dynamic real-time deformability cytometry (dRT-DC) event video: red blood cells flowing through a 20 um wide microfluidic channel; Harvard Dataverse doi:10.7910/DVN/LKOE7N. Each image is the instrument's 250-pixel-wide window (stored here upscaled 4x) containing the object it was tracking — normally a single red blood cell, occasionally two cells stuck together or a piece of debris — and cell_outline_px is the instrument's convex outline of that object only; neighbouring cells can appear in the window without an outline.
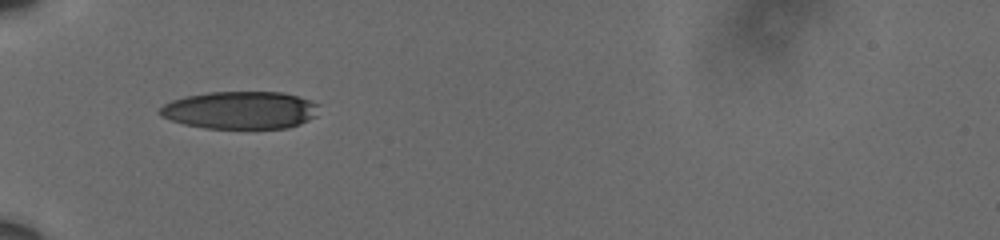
{"species": "human", "species_latin": "Homo sapiens", "temperature_condition": "cold", "stored_images_in_passage": 38, "camera_frame_rate_fps": 3000, "um_per_image_px": 0.085, "donor": {"sex": "male"}, "frame": {"image": 1, "passage_image": 1, "time_ms": 0.0, "image_size_px": [1000, 240], "cell_outline_px": [[320, 104], [316, 116], [300, 124], [288, 128], [204, 128], [184, 124], [160, 116], [160, 108], [164, 104], [172, 100], [184, 96], [208, 92], [284, 92], [300, 96], [312, 100]], "centroid_in_image_um": [20.47, 9.35], "position_along_channel_um": 64.5, "area_um2": 35.14}}
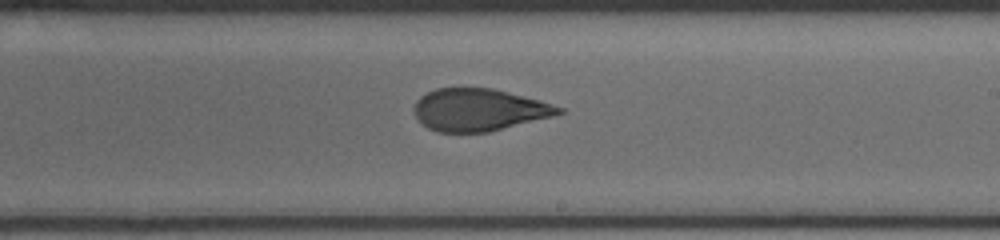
{"frame": {"image": 2, "passage_image": 17, "time_ms": 5.333, "image_size_px": [1000, 240], "cell_outline_px": [[564, 112], [552, 116], [488, 132], [436, 132], [428, 128], [416, 116], [412, 108], [416, 100], [420, 96], [436, 88], [492, 88], [540, 100], [564, 108]], "centroid_in_image_um": [40.69, 9.33], "position_along_channel_um": 248.3, "area_um2": 35.43}}
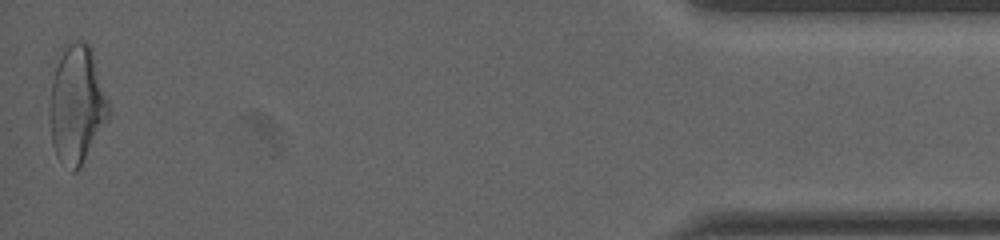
{"frame": {"image": 3, "passage_image": 38, "time_ms": 12.333, "image_size_px": [1000, 240], "cell_outline_px": [[112, 112], [108, 120], [80, 168], [76, 172], [72, 172], [56, 156], [52, 144], [48, 116], [48, 104], [52, 80], [60, 48], [76, 40], [84, 40], [92, 48]], "centroid_in_image_um": [6.52, 8.87], "position_along_channel_um": 428.7, "area_um2": 41.56}, "authors_computed_cell_mechanics": {"area_um2": 37.3966, "velocity_mm_per_s": 3.613, "shape_relaxation_time_tau1_ms": 4.632, "shape_relaxation_time_tau2_ms": 1.5773, "deformation_change_tau1": 0.1671, "deformation_change_tau2": 0.0814}}